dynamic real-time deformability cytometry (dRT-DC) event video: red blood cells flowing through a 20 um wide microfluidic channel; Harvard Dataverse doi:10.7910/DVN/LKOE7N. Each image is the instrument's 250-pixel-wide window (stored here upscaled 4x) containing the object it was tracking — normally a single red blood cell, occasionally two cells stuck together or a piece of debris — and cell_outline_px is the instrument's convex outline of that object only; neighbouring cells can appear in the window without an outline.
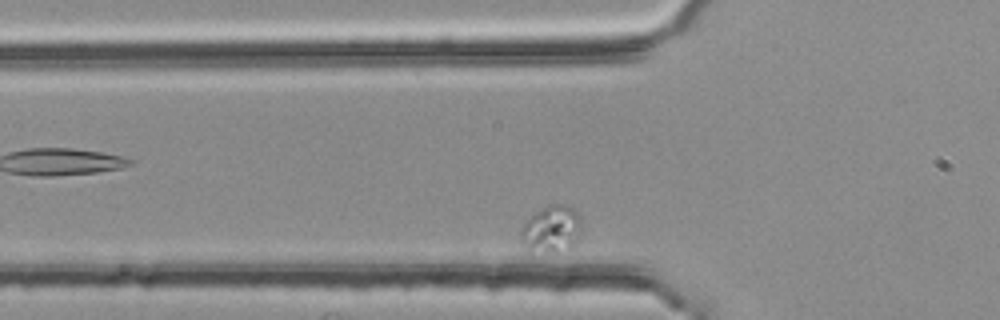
{"species": "common noctule bat (a hibernating species)", "species_latin": "Nyctalus noctula", "temperature_condition": "room temperature", "stored_images_in_passage": 30, "camera_frame_rate_fps": 3000, "um_per_image_px": 0.085, "animal": {"sex": "female", "body_mass_g": 25.1}, "frame": {"image": 1, "passage_image": 2, "time_ms": 0.333, "image_size_px": [1000, 320], "cell_outline_px": [[580, 228], [572, 248], [568, 252], [528, 252], [520, 236], [520, 228], [536, 212], [548, 204], [564, 204], [572, 208], [580, 216]], "centroid_in_image_um": [46.86, 19.51], "position_along_channel_um": 78.9, "area_um2": 16.7}}
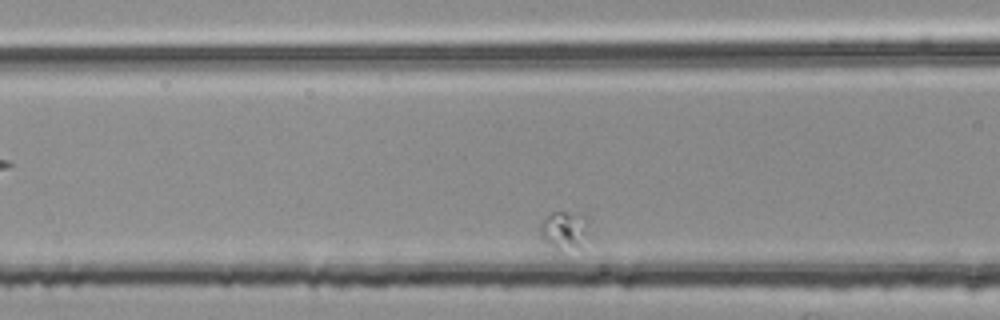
{"frame": {"image": 2, "passage_image": 6, "time_ms": 1.667, "image_size_px": [1000, 320], "cell_outline_px": [[588, 224], [584, 248], [556, 248], [544, 240], [540, 236], [540, 224], [552, 212], [584, 212], [588, 216]], "centroid_in_image_um": [48.04, 19.52], "position_along_channel_um": 118.6, "area_um2": 10.92}}